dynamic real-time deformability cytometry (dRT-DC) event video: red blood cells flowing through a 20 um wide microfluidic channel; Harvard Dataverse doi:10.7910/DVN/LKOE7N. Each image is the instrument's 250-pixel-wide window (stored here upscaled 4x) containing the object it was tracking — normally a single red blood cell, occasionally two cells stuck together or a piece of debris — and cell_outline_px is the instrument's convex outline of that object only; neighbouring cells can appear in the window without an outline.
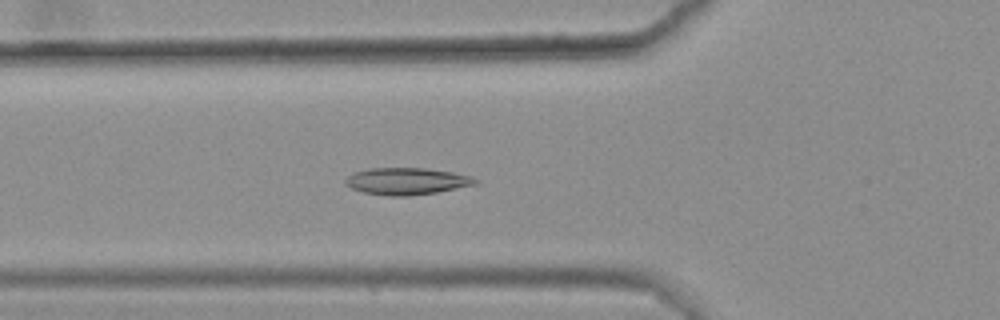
{"species": "common noctule bat (a hibernating species)", "species_latin": "Nyctalus noctula", "temperature_condition": "warm", "stored_images_in_passage": 47, "camera_frame_rate_fps": 3000, "um_per_image_px": 0.085, "animal": {"sex": "female", "body_mass_g": 25.1}, "frame": {"image": 1, "passage_image": 20, "time_ms": 6.333, "image_size_px": [1000, 320], "cell_outline_px": [[480, 184], [436, 192], [408, 196], [392, 196], [364, 192], [352, 188], [344, 184], [344, 180], [352, 172], [368, 168], [428, 168], [452, 172], [468, 176], [480, 180]], "centroid_in_image_um": [34.57, 15.39], "position_along_channel_um": 91.2, "area_um2": 20.46}}
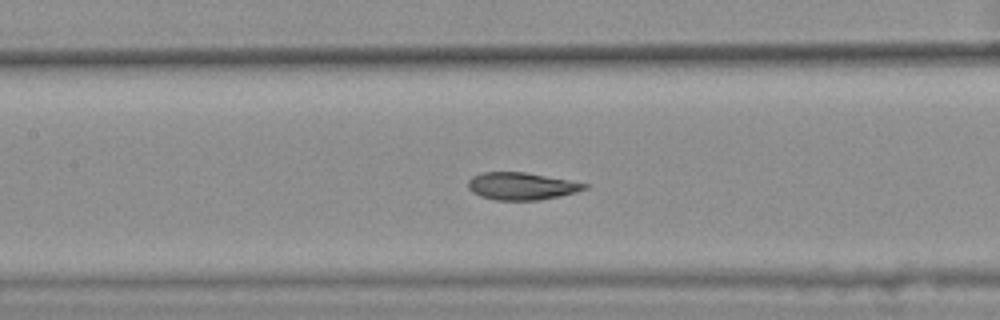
{"frame": {"image": 2, "passage_image": 26, "time_ms": 8.333, "image_size_px": [1000, 320], "cell_outline_px": [[588, 188], [576, 192], [560, 196], [540, 200], [496, 200], [480, 196], [472, 192], [468, 188], [468, 180], [472, 176], [484, 172], [524, 172], [568, 180], [588, 184]], "centroid_in_image_um": [44.31, 15.82], "position_along_channel_um": 163.1, "area_um2": 18.5}}
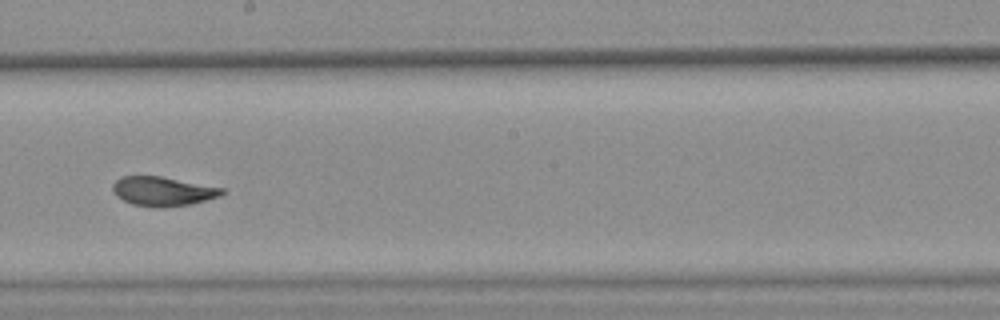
{"frame": {"image": 3, "passage_image": 32, "time_ms": 10.333, "image_size_px": [1000, 320], "cell_outline_px": [[224, 192], [220, 196], [192, 204], [164, 208], [156, 208], [132, 204], [116, 196], [112, 188], [112, 184], [120, 176], [160, 176], [224, 188]], "centroid_in_image_um": [13.82, 16.27], "position_along_channel_um": 234.4, "area_um2": 18.73}, "authors_computed_cell_mechanics": {"area_um2": 19.7098, "velocity_mm_per_s": 3.5763, "shape_relaxation_time_tau1_ms": 6.6804, "shape_relaxation_time_tau2_ms": 1.2279, "deformation_change_tau1": 0.1929, "deformation_change_tau2": 0.0711}}